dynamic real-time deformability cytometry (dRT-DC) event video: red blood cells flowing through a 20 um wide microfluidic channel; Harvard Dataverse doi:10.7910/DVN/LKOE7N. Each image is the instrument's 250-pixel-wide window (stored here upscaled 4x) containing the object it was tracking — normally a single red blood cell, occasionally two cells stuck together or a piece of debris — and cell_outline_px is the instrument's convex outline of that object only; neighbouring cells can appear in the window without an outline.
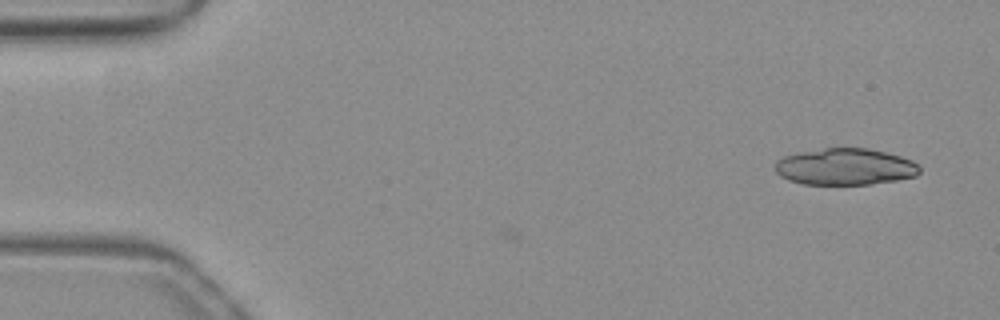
{"species": "common noctule bat (a hibernating species)", "species_latin": "Nyctalus noctula", "temperature_condition": "warm", "stored_images_in_passage": 7, "camera_frame_rate_fps": 3000, "um_per_image_px": 0.085, "animal": {"sex": "female", "body_mass_g": 19.3, "forearm_length_mm": 54.1}, "frame": {"image": 1, "passage_image": 7, "time_ms": 2.0, "image_size_px": [1000, 320], "cell_outline_px": [[920, 172], [916, 176], [896, 180], [872, 184], [804, 184], [788, 180], [780, 176], [776, 172], [776, 160], [784, 156], [800, 152], [824, 148], [868, 148], [900, 156], [912, 160], [920, 168]], "centroid_in_image_um": [71.83, 14.17], "position_along_channel_um": 13.2, "area_um2": 30.75}}